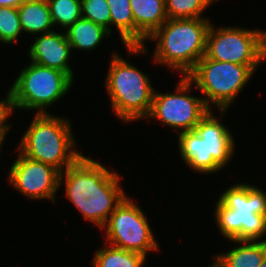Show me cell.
I'll list each match as a JSON object with an SVG mask.
<instances>
[{
  "label": "cell",
  "instance_id": "cell-9",
  "mask_svg": "<svg viewBox=\"0 0 266 267\" xmlns=\"http://www.w3.org/2000/svg\"><path fill=\"white\" fill-rule=\"evenodd\" d=\"M214 26L211 23L207 32L208 59L248 65L254 71L266 60V29Z\"/></svg>",
  "mask_w": 266,
  "mask_h": 267
},
{
  "label": "cell",
  "instance_id": "cell-18",
  "mask_svg": "<svg viewBox=\"0 0 266 267\" xmlns=\"http://www.w3.org/2000/svg\"><path fill=\"white\" fill-rule=\"evenodd\" d=\"M93 267H142L147 257L137 252L127 251L106 243V247L94 252Z\"/></svg>",
  "mask_w": 266,
  "mask_h": 267
},
{
  "label": "cell",
  "instance_id": "cell-14",
  "mask_svg": "<svg viewBox=\"0 0 266 267\" xmlns=\"http://www.w3.org/2000/svg\"><path fill=\"white\" fill-rule=\"evenodd\" d=\"M71 51L65 31H52L35 38L28 49V57L31 62L66 73L74 81V71L69 65Z\"/></svg>",
  "mask_w": 266,
  "mask_h": 267
},
{
  "label": "cell",
  "instance_id": "cell-17",
  "mask_svg": "<svg viewBox=\"0 0 266 267\" xmlns=\"http://www.w3.org/2000/svg\"><path fill=\"white\" fill-rule=\"evenodd\" d=\"M72 51H89L95 49L110 33L103 26L83 17L64 30Z\"/></svg>",
  "mask_w": 266,
  "mask_h": 267
},
{
  "label": "cell",
  "instance_id": "cell-8",
  "mask_svg": "<svg viewBox=\"0 0 266 267\" xmlns=\"http://www.w3.org/2000/svg\"><path fill=\"white\" fill-rule=\"evenodd\" d=\"M29 62L10 88L15 110L49 114L47 108L68 94L74 81L62 71Z\"/></svg>",
  "mask_w": 266,
  "mask_h": 267
},
{
  "label": "cell",
  "instance_id": "cell-23",
  "mask_svg": "<svg viewBox=\"0 0 266 267\" xmlns=\"http://www.w3.org/2000/svg\"><path fill=\"white\" fill-rule=\"evenodd\" d=\"M82 17L103 26L111 34L110 9L106 0H81Z\"/></svg>",
  "mask_w": 266,
  "mask_h": 267
},
{
  "label": "cell",
  "instance_id": "cell-13",
  "mask_svg": "<svg viewBox=\"0 0 266 267\" xmlns=\"http://www.w3.org/2000/svg\"><path fill=\"white\" fill-rule=\"evenodd\" d=\"M134 18V46H125L128 56L147 54L145 45L149 38L168 20L165 0H129Z\"/></svg>",
  "mask_w": 266,
  "mask_h": 267
},
{
  "label": "cell",
  "instance_id": "cell-1",
  "mask_svg": "<svg viewBox=\"0 0 266 267\" xmlns=\"http://www.w3.org/2000/svg\"><path fill=\"white\" fill-rule=\"evenodd\" d=\"M120 176L116 170L110 171L100 162L82 155L60 173L59 185L65 183V197L83 219L101 229L127 197Z\"/></svg>",
  "mask_w": 266,
  "mask_h": 267
},
{
  "label": "cell",
  "instance_id": "cell-24",
  "mask_svg": "<svg viewBox=\"0 0 266 267\" xmlns=\"http://www.w3.org/2000/svg\"><path fill=\"white\" fill-rule=\"evenodd\" d=\"M15 111L13 94L11 89L6 93V97L0 100V130H4L6 133L11 129L12 124H9L7 120L9 116Z\"/></svg>",
  "mask_w": 266,
  "mask_h": 267
},
{
  "label": "cell",
  "instance_id": "cell-15",
  "mask_svg": "<svg viewBox=\"0 0 266 267\" xmlns=\"http://www.w3.org/2000/svg\"><path fill=\"white\" fill-rule=\"evenodd\" d=\"M239 244L213 256L222 267H260L266 258V240H229Z\"/></svg>",
  "mask_w": 266,
  "mask_h": 267
},
{
  "label": "cell",
  "instance_id": "cell-10",
  "mask_svg": "<svg viewBox=\"0 0 266 267\" xmlns=\"http://www.w3.org/2000/svg\"><path fill=\"white\" fill-rule=\"evenodd\" d=\"M101 229H105L106 243L114 247L145 256L149 252L160 250L146 214L128 196L112 212Z\"/></svg>",
  "mask_w": 266,
  "mask_h": 267
},
{
  "label": "cell",
  "instance_id": "cell-20",
  "mask_svg": "<svg viewBox=\"0 0 266 267\" xmlns=\"http://www.w3.org/2000/svg\"><path fill=\"white\" fill-rule=\"evenodd\" d=\"M51 14L52 23L67 29L82 17L81 0H46Z\"/></svg>",
  "mask_w": 266,
  "mask_h": 267
},
{
  "label": "cell",
  "instance_id": "cell-19",
  "mask_svg": "<svg viewBox=\"0 0 266 267\" xmlns=\"http://www.w3.org/2000/svg\"><path fill=\"white\" fill-rule=\"evenodd\" d=\"M111 26L116 28L125 46H134V18L129 0H106Z\"/></svg>",
  "mask_w": 266,
  "mask_h": 267
},
{
  "label": "cell",
  "instance_id": "cell-5",
  "mask_svg": "<svg viewBox=\"0 0 266 267\" xmlns=\"http://www.w3.org/2000/svg\"><path fill=\"white\" fill-rule=\"evenodd\" d=\"M71 125L68 118L50 113L35 114L18 143V152L63 172L83 155L74 149L78 145Z\"/></svg>",
  "mask_w": 266,
  "mask_h": 267
},
{
  "label": "cell",
  "instance_id": "cell-7",
  "mask_svg": "<svg viewBox=\"0 0 266 267\" xmlns=\"http://www.w3.org/2000/svg\"><path fill=\"white\" fill-rule=\"evenodd\" d=\"M255 72L248 65L211 60L204 55L187 77L195 84L196 90L203 93L206 106L210 110L212 106L216 107L221 116Z\"/></svg>",
  "mask_w": 266,
  "mask_h": 267
},
{
  "label": "cell",
  "instance_id": "cell-29",
  "mask_svg": "<svg viewBox=\"0 0 266 267\" xmlns=\"http://www.w3.org/2000/svg\"><path fill=\"white\" fill-rule=\"evenodd\" d=\"M21 3H24V2H29V1H33V0H19Z\"/></svg>",
  "mask_w": 266,
  "mask_h": 267
},
{
  "label": "cell",
  "instance_id": "cell-28",
  "mask_svg": "<svg viewBox=\"0 0 266 267\" xmlns=\"http://www.w3.org/2000/svg\"><path fill=\"white\" fill-rule=\"evenodd\" d=\"M260 267H266V258H265V260L263 261V263L261 264Z\"/></svg>",
  "mask_w": 266,
  "mask_h": 267
},
{
  "label": "cell",
  "instance_id": "cell-4",
  "mask_svg": "<svg viewBox=\"0 0 266 267\" xmlns=\"http://www.w3.org/2000/svg\"><path fill=\"white\" fill-rule=\"evenodd\" d=\"M211 109L193 131L178 133V150L185 165L201 174H217L229 164L235 141ZM214 114V115H213Z\"/></svg>",
  "mask_w": 266,
  "mask_h": 267
},
{
  "label": "cell",
  "instance_id": "cell-25",
  "mask_svg": "<svg viewBox=\"0 0 266 267\" xmlns=\"http://www.w3.org/2000/svg\"><path fill=\"white\" fill-rule=\"evenodd\" d=\"M21 4L19 0H0V7L18 8Z\"/></svg>",
  "mask_w": 266,
  "mask_h": 267
},
{
  "label": "cell",
  "instance_id": "cell-2",
  "mask_svg": "<svg viewBox=\"0 0 266 267\" xmlns=\"http://www.w3.org/2000/svg\"><path fill=\"white\" fill-rule=\"evenodd\" d=\"M215 223L228 240H262L266 234V192L255 185L238 183L220 194Z\"/></svg>",
  "mask_w": 266,
  "mask_h": 267
},
{
  "label": "cell",
  "instance_id": "cell-22",
  "mask_svg": "<svg viewBox=\"0 0 266 267\" xmlns=\"http://www.w3.org/2000/svg\"><path fill=\"white\" fill-rule=\"evenodd\" d=\"M23 33L17 8L0 7V41L3 44L18 42Z\"/></svg>",
  "mask_w": 266,
  "mask_h": 267
},
{
  "label": "cell",
  "instance_id": "cell-16",
  "mask_svg": "<svg viewBox=\"0 0 266 267\" xmlns=\"http://www.w3.org/2000/svg\"><path fill=\"white\" fill-rule=\"evenodd\" d=\"M23 33L38 35L54 31L51 14L46 0L22 3L18 8Z\"/></svg>",
  "mask_w": 266,
  "mask_h": 267
},
{
  "label": "cell",
  "instance_id": "cell-6",
  "mask_svg": "<svg viewBox=\"0 0 266 267\" xmlns=\"http://www.w3.org/2000/svg\"><path fill=\"white\" fill-rule=\"evenodd\" d=\"M111 54L105 88L112 111L124 123L146 119L155 91L149 76L127 62L119 53Z\"/></svg>",
  "mask_w": 266,
  "mask_h": 267
},
{
  "label": "cell",
  "instance_id": "cell-21",
  "mask_svg": "<svg viewBox=\"0 0 266 267\" xmlns=\"http://www.w3.org/2000/svg\"><path fill=\"white\" fill-rule=\"evenodd\" d=\"M218 0H165L168 19L207 18L202 16L210 5Z\"/></svg>",
  "mask_w": 266,
  "mask_h": 267
},
{
  "label": "cell",
  "instance_id": "cell-27",
  "mask_svg": "<svg viewBox=\"0 0 266 267\" xmlns=\"http://www.w3.org/2000/svg\"><path fill=\"white\" fill-rule=\"evenodd\" d=\"M207 267V266H206ZM208 267H222L217 261L216 259L214 258V261L212 263V265H208Z\"/></svg>",
  "mask_w": 266,
  "mask_h": 267
},
{
  "label": "cell",
  "instance_id": "cell-12",
  "mask_svg": "<svg viewBox=\"0 0 266 267\" xmlns=\"http://www.w3.org/2000/svg\"><path fill=\"white\" fill-rule=\"evenodd\" d=\"M60 172L51 165L32 160L19 153L8 172V181L21 195L30 199L56 203Z\"/></svg>",
  "mask_w": 266,
  "mask_h": 267
},
{
  "label": "cell",
  "instance_id": "cell-3",
  "mask_svg": "<svg viewBox=\"0 0 266 267\" xmlns=\"http://www.w3.org/2000/svg\"><path fill=\"white\" fill-rule=\"evenodd\" d=\"M208 18L168 19L147 40L155 41L153 60L187 76L205 55Z\"/></svg>",
  "mask_w": 266,
  "mask_h": 267
},
{
  "label": "cell",
  "instance_id": "cell-26",
  "mask_svg": "<svg viewBox=\"0 0 266 267\" xmlns=\"http://www.w3.org/2000/svg\"><path fill=\"white\" fill-rule=\"evenodd\" d=\"M7 135V133L4 131V130H0V153H1V150H2V148L1 147H3L2 145H3V141L5 140V138L7 137L6 136ZM1 156V155H0Z\"/></svg>",
  "mask_w": 266,
  "mask_h": 267
},
{
  "label": "cell",
  "instance_id": "cell-11",
  "mask_svg": "<svg viewBox=\"0 0 266 267\" xmlns=\"http://www.w3.org/2000/svg\"><path fill=\"white\" fill-rule=\"evenodd\" d=\"M194 87L187 76H181L175 93L154 91L152 107L146 117L160 121L162 125L176 130L177 134L195 130L196 125L209 112L203 97H195L188 93Z\"/></svg>",
  "mask_w": 266,
  "mask_h": 267
}]
</instances>
